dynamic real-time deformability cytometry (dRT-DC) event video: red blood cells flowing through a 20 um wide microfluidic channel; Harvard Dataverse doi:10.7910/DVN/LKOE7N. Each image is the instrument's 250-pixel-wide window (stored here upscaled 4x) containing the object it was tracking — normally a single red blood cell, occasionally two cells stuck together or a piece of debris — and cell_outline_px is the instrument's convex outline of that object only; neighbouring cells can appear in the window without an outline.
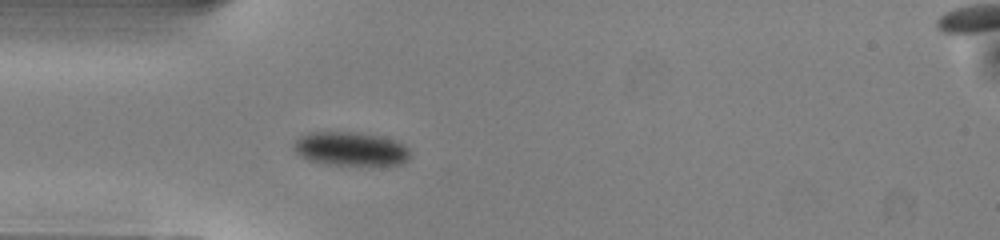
{"species": "common noctule bat (a hibernating species)", "species_latin": "Nyctalus noctula", "temperature_condition": "warm", "stored_images_in_passage": 37, "camera_frame_rate_fps": 3000, "um_per_image_px": 0.085, "animal": {"sex": "male", "body_mass_g": 13.0, "forearm_length_mm": 53.1}, "frame": {"image": 1, "passage_image": 1, "time_ms": 0.0, "image_size_px": [1000, 240], "cell_outline_px": [[408, 160], [400, 164], [332, 164], [308, 160], [300, 156], [296, 152], [292, 144], [296, 140], [308, 132], [352, 132], [380, 136], [404, 144], [408, 148]], "centroid_in_image_um": [29.77, 12.64], "position_along_channel_um": 55.2, "area_um2": 22.43}}
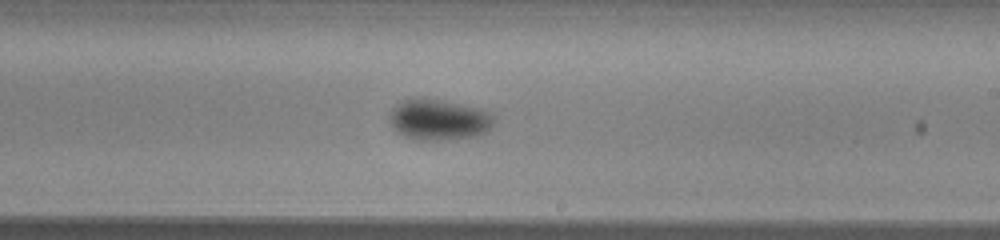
{"frame": {"image": 2, "passage_image": 16, "time_ms": 5.0, "image_size_px": [1000, 240], "cell_outline_px": [[496, 120], [488, 132], [472, 136], [444, 140], [416, 140], [404, 136], [392, 124], [392, 108], [396, 104], [412, 96], [420, 96], [444, 100], [484, 108], [492, 112]], "centroid_in_image_um": [37.38, 10.13], "position_along_channel_um": 251.6, "area_um2": 25.32}}
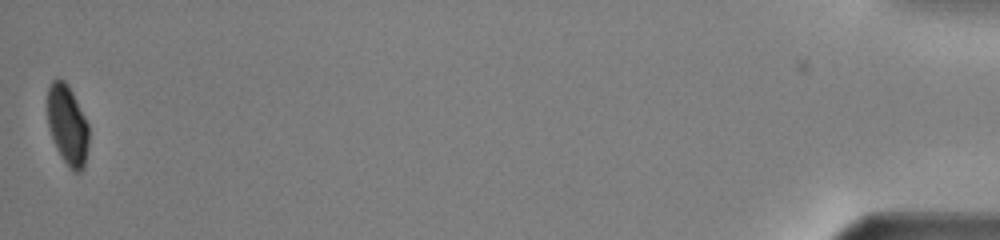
{"frame": {"image": 3, "passage_image": 37, "time_ms": 12.0, "image_size_px": [1000, 240], "cell_outline_px": [[88, 148], [84, 168], [80, 172], [72, 172], [68, 168], [56, 148], [48, 124], [48, 88], [52, 80], [56, 76], [60, 76], [68, 84], [88, 124]], "centroid_in_image_um": [5.74, 10.63], "position_along_channel_um": 429.5, "area_um2": 19.36}, "authors_computed_cell_mechanics": {"area_um2": 23.5824, "velocity_mm_per_s": 4.0291, "shape_relaxation_time_tau1_ms": 2.3733, "shape_relaxation_time_tau2_ms": null, "deformation_change_tau1": 0.0877, "deformation_change_tau2": null}}